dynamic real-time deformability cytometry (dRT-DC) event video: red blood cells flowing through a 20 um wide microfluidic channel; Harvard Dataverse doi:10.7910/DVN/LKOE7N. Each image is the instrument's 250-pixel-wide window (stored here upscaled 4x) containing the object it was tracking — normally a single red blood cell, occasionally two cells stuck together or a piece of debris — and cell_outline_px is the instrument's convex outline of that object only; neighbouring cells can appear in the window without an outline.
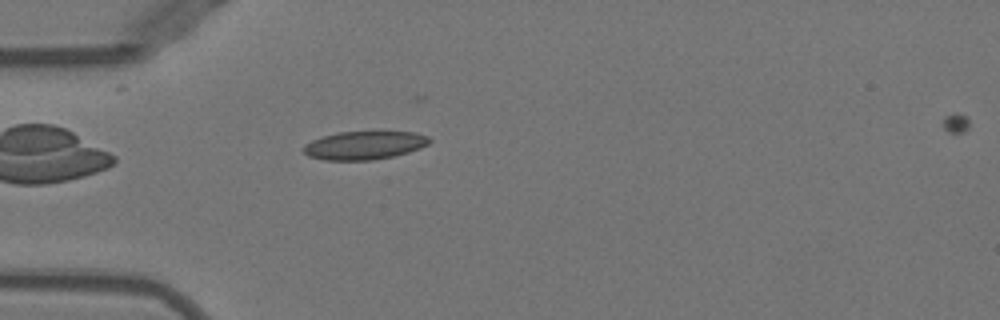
{"species": "Egyptian fruit bat (a non-hibernating species)", "species_latin": "Rousettus aegyptiacus", "temperature_condition": "warm", "stored_images_in_passage": 39, "camera_frame_rate_fps": 3000, "um_per_image_px": 0.085, "animal": {"sex": "female"}, "frame": {"image": 1, "passage_image": 3, "time_ms": 0.667, "image_size_px": [1000, 320], "cell_outline_px": [[432, 140], [428, 144], [420, 148], [408, 152], [392, 156], [372, 160], [324, 160], [308, 156], [304, 152], [304, 144], [312, 140], [324, 136], [340, 132], [380, 128], [416, 132], [428, 136]], "centroid_in_image_um": [31.04, 12.29], "position_along_channel_um": 54.0, "area_um2": 21.73}}
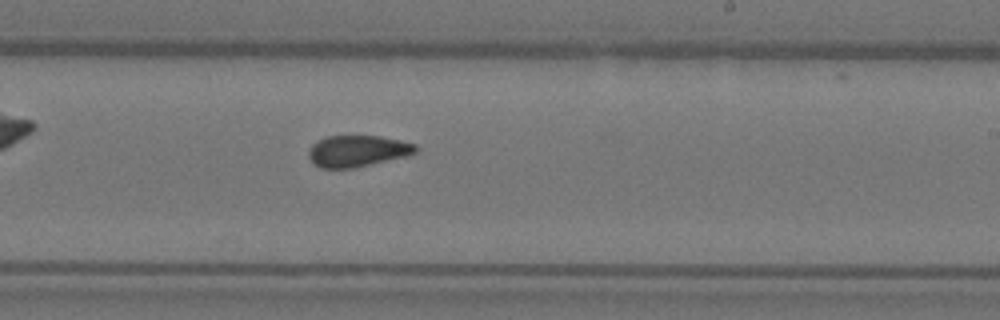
{"frame": {"image": 2, "passage_image": 19, "time_ms": 6.0, "image_size_px": [1000, 320], "cell_outline_px": [[416, 152], [408, 156], [352, 168], [320, 168], [312, 164], [308, 156], [308, 152], [312, 144], [316, 140], [324, 136], [380, 136], [400, 140], [416, 144]], "centroid_in_image_um": [30.34, 12.83], "position_along_channel_um": 258.7, "area_um2": 19.77}}
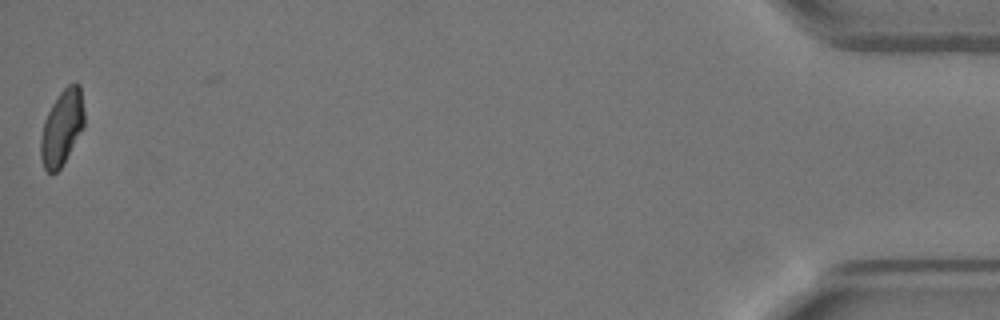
{"frame": {"image": 3, "passage_image": 39, "time_ms": 12.667, "image_size_px": [1000, 320], "cell_outline_px": [[84, 128], [60, 168], [52, 176], [44, 168], [40, 156], [40, 140], [44, 120], [52, 104], [60, 92], [68, 84], [76, 80], [80, 84], [84, 112]], "centroid_in_image_um": [5.27, 10.83], "position_along_channel_um": 429.9, "area_um2": 19.31}, "authors_computed_cell_mechanics": {"area_um2": 20.0566, "velocity_mm_per_s": 3.9768, "shape_relaxation_time_tau1_ms": null, "shape_relaxation_time_tau2_ms": 1.5122, "deformation_change_tau1": null, "deformation_change_tau2": 0.0671}}